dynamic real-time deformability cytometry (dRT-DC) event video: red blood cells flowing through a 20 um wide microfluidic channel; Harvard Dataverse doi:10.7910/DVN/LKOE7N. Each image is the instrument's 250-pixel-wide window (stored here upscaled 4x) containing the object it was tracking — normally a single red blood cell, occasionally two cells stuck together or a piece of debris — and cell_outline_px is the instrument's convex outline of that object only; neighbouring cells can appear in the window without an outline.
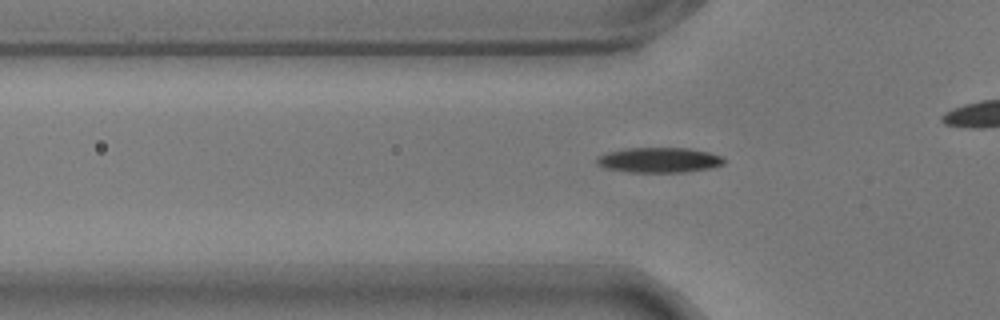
{"species": "common noctule bat (a hibernating species)", "species_latin": "Nyctalus noctula", "temperature_condition": "warm", "stored_images_in_passage": 46, "camera_frame_rate_fps": 3000, "um_per_image_px": 0.085, "animal": {"sex": "male", "body_mass_g": 17.9}, "frame": {"image": 1, "passage_image": 18, "time_ms": 5.667, "image_size_px": [1000, 320], "cell_outline_px": [[724, 164], [712, 168], [680, 172], [628, 172], [604, 168], [596, 164], [596, 160], [600, 156], [608, 152], [628, 148], [688, 148], [708, 152], [720, 156], [724, 160]], "centroid_in_image_um": [56.01, 13.61], "position_along_channel_um": 69.8, "area_um2": 18.5}}
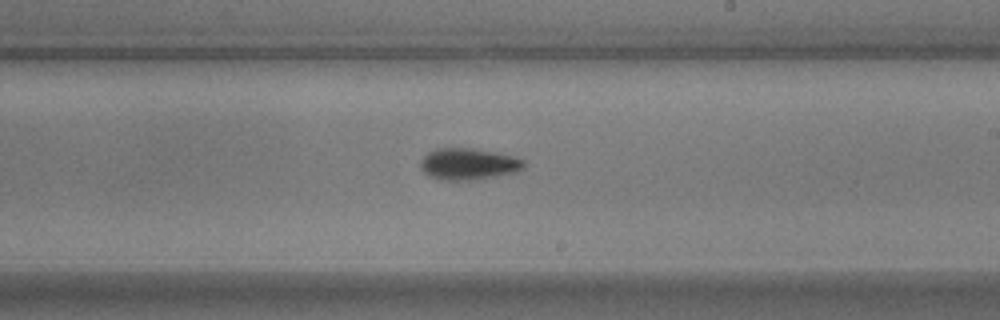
{"frame": {"image": 2, "passage_image": 33, "time_ms": 10.667, "image_size_px": [1000, 320], "cell_outline_px": [[524, 168], [516, 172], [496, 176], [468, 180], [448, 180], [428, 176], [420, 168], [420, 160], [428, 152], [436, 148], [472, 148], [500, 152], [524, 160]], "centroid_in_image_um": [39.81, 13.92], "position_along_channel_um": 249.2, "area_um2": 19.07}}
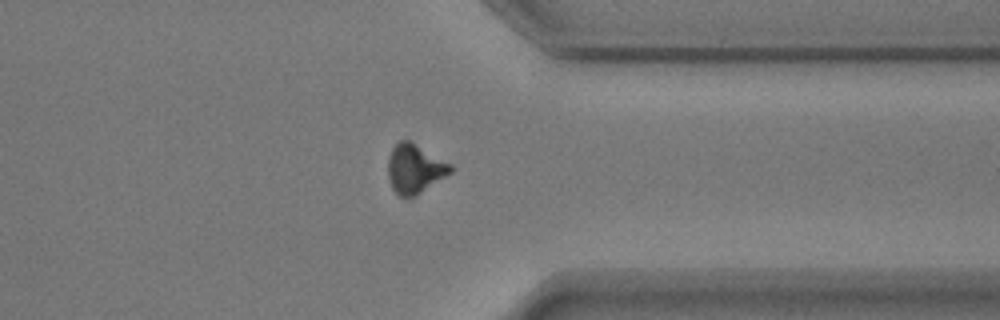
{"frame": {"image": 3, "passage_image": 44, "time_ms": 14.333, "image_size_px": [1000, 320], "cell_outline_px": [[452, 172], [416, 196], [408, 200], [400, 196], [392, 188], [388, 176], [388, 156], [392, 148], [400, 140], [408, 140], [452, 164]], "centroid_in_image_um": [35.24, 14.37], "position_along_channel_um": 376.2, "area_um2": 17.98}}